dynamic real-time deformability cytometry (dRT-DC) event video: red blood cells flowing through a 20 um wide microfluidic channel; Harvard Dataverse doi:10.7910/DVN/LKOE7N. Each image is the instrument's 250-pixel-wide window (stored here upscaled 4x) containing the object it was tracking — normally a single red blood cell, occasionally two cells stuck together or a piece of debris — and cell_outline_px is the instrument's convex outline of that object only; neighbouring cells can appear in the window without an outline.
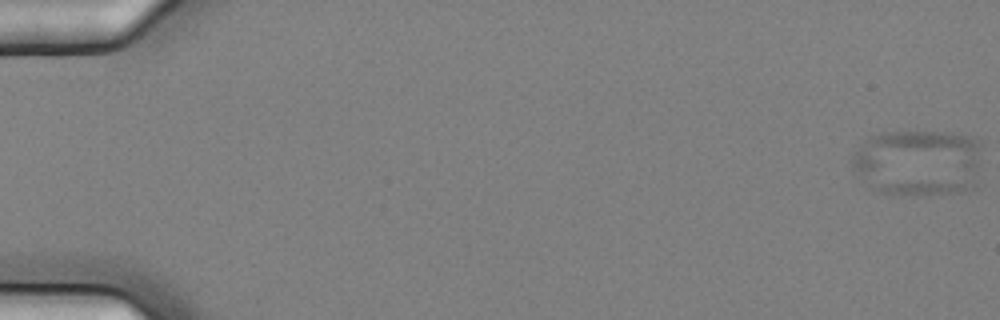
{"species": "common noctule bat (a hibernating species)", "species_latin": "Nyctalus noctula", "temperature_condition": "cold", "stored_images_in_passage": 5, "camera_frame_rate_fps": 3000, "um_per_image_px": 0.085, "animal": {"sex": "female", "body_mass_g": 25.1}, "frame": {"image": 1, "passage_image": 1, "time_ms": 0.0, "image_size_px": [1000, 320], "cell_outline_px": [[984, 144], [972, 184], [964, 192], [924, 196], [880, 192], [872, 188], [852, 168], [852, 156], [868, 136], [880, 132], [960, 132], [976, 136]], "centroid_in_image_um": [78.08, 13.79], "position_along_channel_um": 6.9, "area_um2": 51.15}}
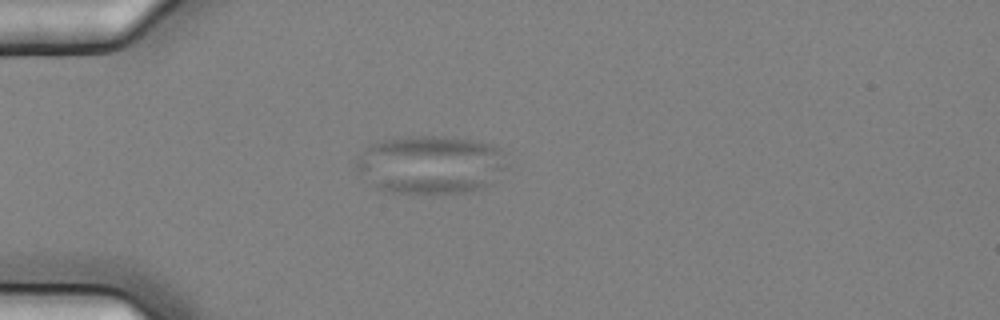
{"frame": {"image": 2, "passage_image": 5, "time_ms": 1.333, "image_size_px": [1000, 320], "cell_outline_px": [[508, 168], [492, 184], [484, 188], [468, 192], [388, 192], [376, 188], [356, 168], [356, 156], [372, 144], [380, 140], [400, 136], [452, 136], [476, 140], [496, 144], [500, 148]], "centroid_in_image_um": [36.66, 13.96], "position_along_channel_um": 48.3, "area_um2": 51.85}}